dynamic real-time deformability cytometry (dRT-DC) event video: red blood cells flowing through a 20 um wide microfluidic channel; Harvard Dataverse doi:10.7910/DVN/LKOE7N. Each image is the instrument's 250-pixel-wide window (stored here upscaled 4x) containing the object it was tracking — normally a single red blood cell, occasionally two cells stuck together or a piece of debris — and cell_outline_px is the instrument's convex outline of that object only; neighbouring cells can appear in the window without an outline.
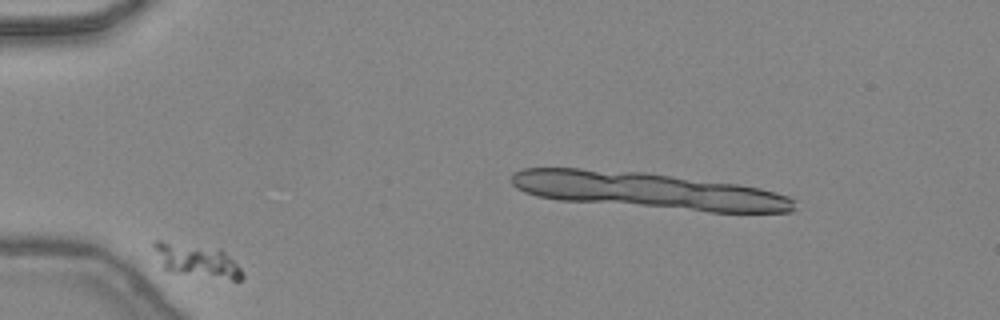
{"species": "common noctule bat (a hibernating species)", "species_latin": "Nyctalus noctula", "temperature_condition": "warm", "stored_images_in_passage": 10, "camera_frame_rate_fps": 3000, "um_per_image_px": 0.085, "animal": {"sex": "female", "body_mass_g": 24.6, "forearm_length_mm": 56.2}, "frame": {"image": 1, "passage_image": 7, "time_ms": 2.0, "image_size_px": [1000, 320], "cell_outline_px": [[244, 276], [240, 280], [232, 280], [168, 272], [164, 268], [152, 244], [152, 240], [160, 240], [220, 248], [244, 272]], "centroid_in_image_um": [16.72, 22.14], "position_along_channel_um": 68.3, "area_um2": 17.11}}